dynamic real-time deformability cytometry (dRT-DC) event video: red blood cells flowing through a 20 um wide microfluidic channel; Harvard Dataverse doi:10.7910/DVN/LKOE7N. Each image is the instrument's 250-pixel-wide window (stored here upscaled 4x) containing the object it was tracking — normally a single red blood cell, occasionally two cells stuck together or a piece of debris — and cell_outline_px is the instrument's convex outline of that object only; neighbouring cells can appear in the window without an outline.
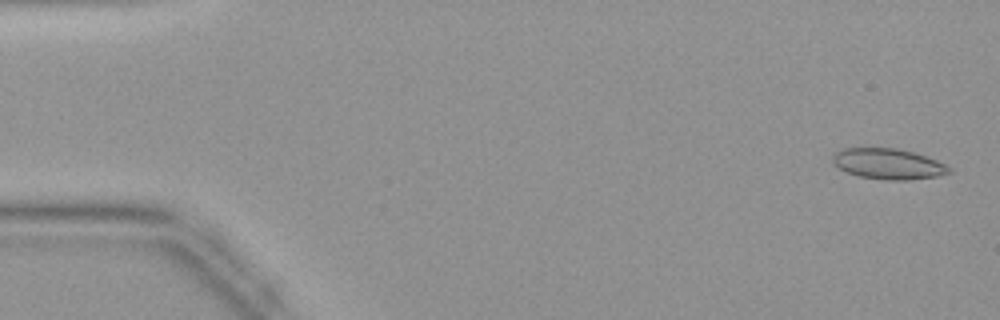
{"species": "common noctule bat (a hibernating species)", "species_latin": "Nyctalus noctula", "temperature_condition": "warm", "stored_images_in_passage": 44, "camera_frame_rate_fps": 3000, "um_per_image_px": 0.085, "animal": {"sex": "female", "body_mass_g": 19.9}, "frame": {"image": 1, "passage_image": 2, "time_ms": 0.333, "image_size_px": [1000, 320], "cell_outline_px": [[952, 172], [936, 176], [908, 180], [888, 180], [860, 176], [848, 172], [832, 164], [832, 156], [840, 148], [896, 148], [912, 152], [936, 160], [952, 168]], "centroid_in_image_um": [75.48, 13.92], "position_along_channel_um": 9.5, "area_um2": 20.63}}
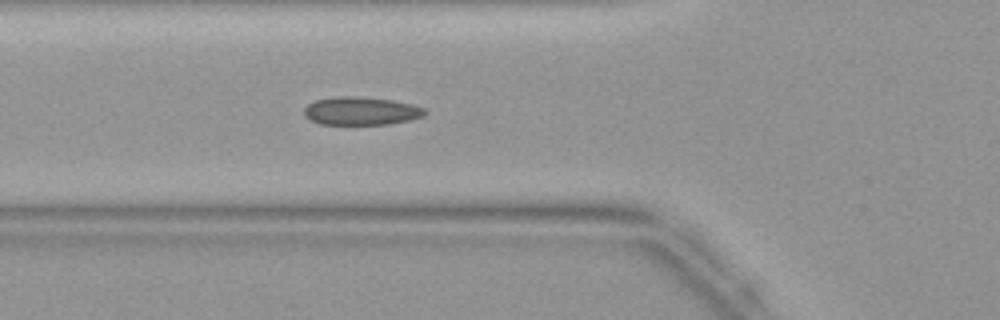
{"frame": {"image": 2, "passage_image": 16, "time_ms": 5.0, "image_size_px": [1000, 320], "cell_outline_px": [[428, 112], [424, 116], [408, 120], [388, 124], [320, 124], [304, 116], [304, 108], [308, 104], [316, 100], [332, 96], [356, 96], [392, 100], [412, 104], [424, 108]], "centroid_in_image_um": [30.68, 9.42], "position_along_channel_um": 95.1, "area_um2": 19.83}}
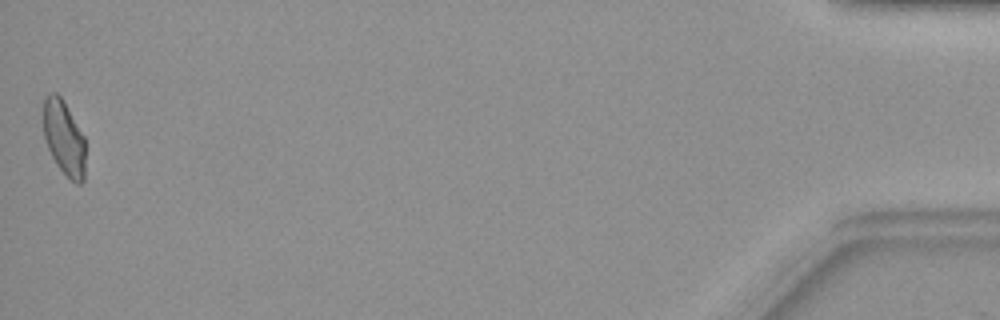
{"frame": {"image": 3, "passage_image": 44, "time_ms": 14.333, "image_size_px": [1000, 320], "cell_outline_px": [[84, 180], [80, 184], [76, 184], [56, 164], [48, 148], [44, 136], [40, 112], [44, 100], [48, 92], [56, 92], [64, 100], [84, 136]], "centroid_in_image_um": [5.39, 11.63], "position_along_channel_um": 429.8, "area_um2": 18.67}}